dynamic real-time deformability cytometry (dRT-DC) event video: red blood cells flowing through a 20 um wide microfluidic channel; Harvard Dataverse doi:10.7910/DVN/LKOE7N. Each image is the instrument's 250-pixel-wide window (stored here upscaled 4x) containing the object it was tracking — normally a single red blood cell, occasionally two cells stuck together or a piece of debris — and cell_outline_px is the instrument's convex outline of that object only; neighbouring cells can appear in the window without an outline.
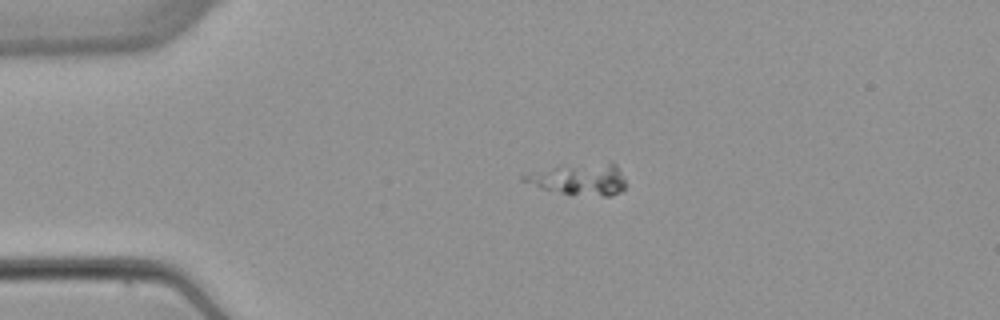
{"species": "common noctule bat (a hibernating species)", "species_latin": "Nyctalus noctula", "temperature_condition": "warm", "stored_images_in_passage": 3, "camera_frame_rate_fps": 3000, "um_per_image_px": 0.085, "animal": {"sex": "female", "body_mass_g": 22.7, "forearm_length_mm": 54.2}, "frame": {"image": 1, "passage_image": 2, "time_ms": 2.0, "image_size_px": [1000, 320], "cell_outline_px": [[624, 188], [620, 192], [612, 196], [604, 196], [564, 192], [544, 188], [520, 180], [520, 176], [552, 168], [612, 160], [616, 164], [624, 180]], "centroid_in_image_um": [49.35, 15.21], "position_along_channel_um": 35.7, "area_um2": 17.98}}